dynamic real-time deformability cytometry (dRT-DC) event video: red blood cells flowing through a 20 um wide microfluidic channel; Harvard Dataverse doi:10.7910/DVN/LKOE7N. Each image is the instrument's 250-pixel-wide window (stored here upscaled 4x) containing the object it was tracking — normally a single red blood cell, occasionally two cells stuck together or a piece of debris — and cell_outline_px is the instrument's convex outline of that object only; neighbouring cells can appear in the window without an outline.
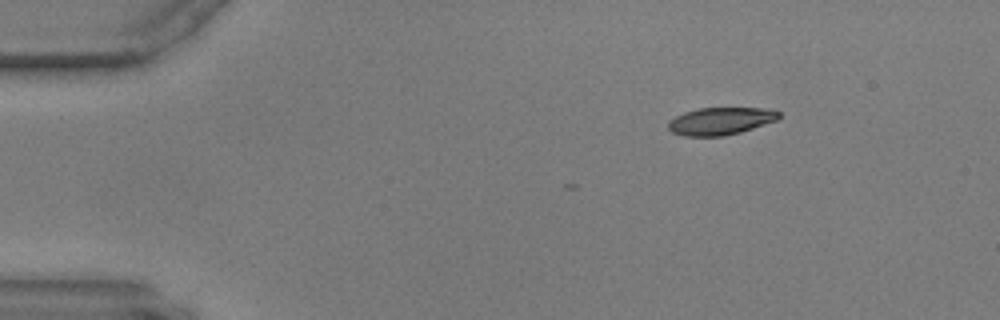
{"species": "common noctule bat (a hibernating species)", "species_latin": "Nyctalus noctula", "temperature_condition": "warm", "stored_images_in_passage": 6, "camera_frame_rate_fps": 3000, "um_per_image_px": 0.085, "animal": {"sex": "male", "body_mass_g": 17.9, "forearm_length_mm": 54.2}, "frame": {"image": 1, "passage_image": 1, "time_ms": 0.0, "image_size_px": [1000, 320], "cell_outline_px": [[780, 116], [776, 120], [740, 132], [724, 136], [684, 136], [672, 132], [668, 128], [668, 120], [684, 112], [700, 108], [764, 108], [780, 112]], "centroid_in_image_um": [61.21, 10.29], "position_along_channel_um": 23.8, "area_um2": 17.57}}